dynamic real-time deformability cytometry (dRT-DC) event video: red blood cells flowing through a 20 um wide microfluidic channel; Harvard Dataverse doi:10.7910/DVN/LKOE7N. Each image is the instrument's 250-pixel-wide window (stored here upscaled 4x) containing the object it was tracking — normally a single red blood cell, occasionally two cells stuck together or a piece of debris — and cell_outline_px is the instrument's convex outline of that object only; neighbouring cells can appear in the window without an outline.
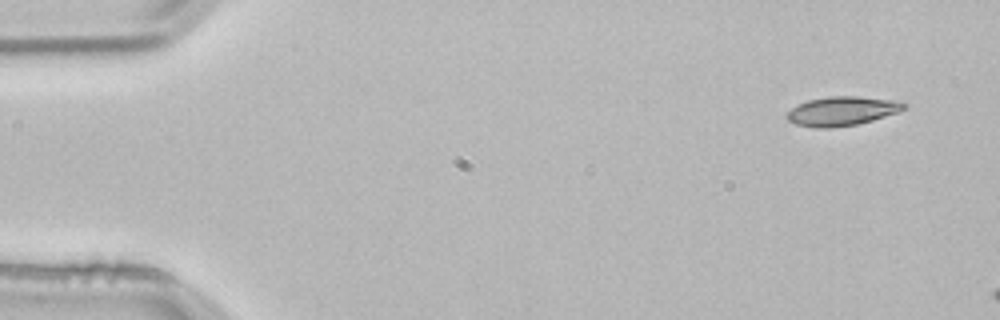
{"species": "common noctule bat (a hibernating species)", "species_latin": "Nyctalus noctula", "temperature_condition": "room temperature", "stored_images_in_passage": 3, "camera_frame_rate_fps": 3000, "um_per_image_px": 0.085, "animal": {"sex": "male", "body_mass_g": 21.5, "forearm_length_mm": 52.0}, "frame": {"image": 1, "passage_image": 1, "time_ms": 0.0, "image_size_px": [1000, 320], "cell_outline_px": [[908, 108], [872, 120], [856, 124], [828, 128], [816, 128], [796, 124], [788, 120], [784, 116], [792, 108], [808, 100], [828, 96], [860, 96], [892, 100], [908, 104]], "centroid_in_image_um": [71.56, 9.43], "position_along_channel_um": 13.4, "area_um2": 19.71}}